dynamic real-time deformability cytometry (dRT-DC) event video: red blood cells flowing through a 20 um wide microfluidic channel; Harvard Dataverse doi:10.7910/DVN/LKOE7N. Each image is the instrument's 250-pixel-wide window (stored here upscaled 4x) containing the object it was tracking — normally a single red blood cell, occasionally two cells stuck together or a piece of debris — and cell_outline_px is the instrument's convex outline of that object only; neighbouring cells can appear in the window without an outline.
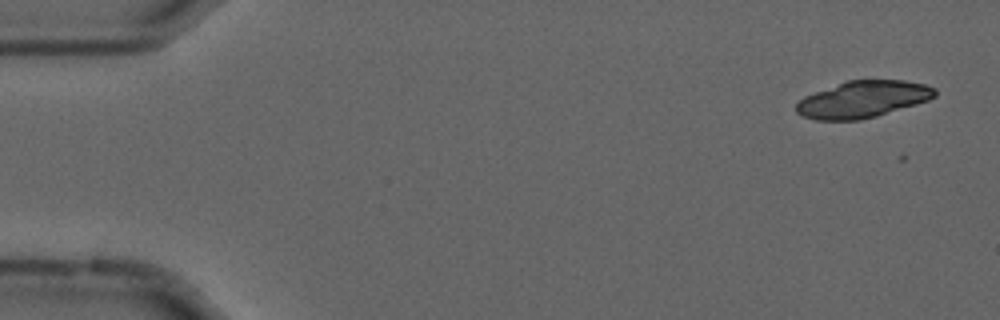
{"species": "common noctule bat (a hibernating species)", "species_latin": "Nyctalus noctula", "temperature_condition": "cold", "stored_images_in_passage": 5, "camera_frame_rate_fps": 3000, "um_per_image_px": 0.085, "animal": {"sex": "male", "forearm_length_mm": 52.5}, "frame": {"image": 1, "passage_image": 3, "time_ms": 0.667, "image_size_px": [1000, 320], "cell_outline_px": [[936, 96], [928, 100], [916, 104], [876, 116], [860, 120], [816, 120], [804, 116], [796, 112], [796, 104], [804, 96], [848, 80], [904, 80], [924, 84], [936, 88]], "centroid_in_image_um": [73.35, 8.44], "position_along_channel_um": 11.6, "area_um2": 29.48}}